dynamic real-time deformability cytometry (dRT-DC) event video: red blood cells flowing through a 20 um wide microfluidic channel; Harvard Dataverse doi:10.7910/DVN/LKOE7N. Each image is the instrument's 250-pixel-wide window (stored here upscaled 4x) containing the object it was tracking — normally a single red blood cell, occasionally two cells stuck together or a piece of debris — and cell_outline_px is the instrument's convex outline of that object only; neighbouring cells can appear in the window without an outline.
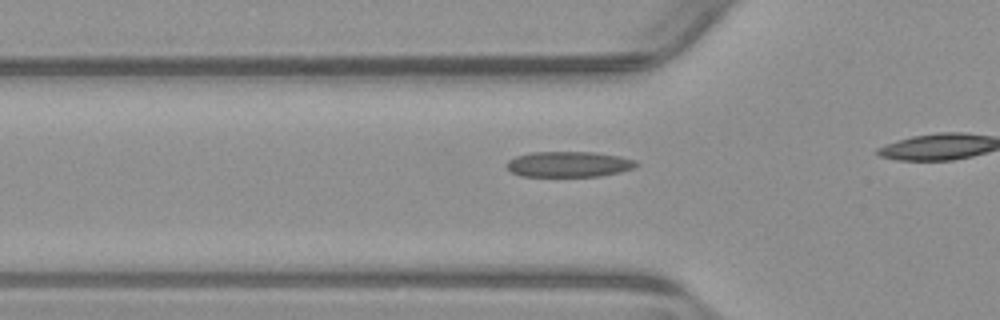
{"species": "common noctule bat (a hibernating species)", "species_latin": "Nyctalus noctula", "temperature_condition": "warm", "stored_images_in_passage": 17, "camera_frame_rate_fps": 3000, "um_per_image_px": 0.085, "animal": {"sex": "male", "body_mass_g": 23.1, "forearm_length_mm": 52.7}, "frame": {"image": 1, "passage_image": 12, "time_ms": 3.667, "image_size_px": [1000, 320], "cell_outline_px": [[636, 164], [632, 168], [616, 172], [596, 176], [520, 176], [512, 172], [508, 168], [508, 160], [516, 156], [532, 152], [592, 152], [616, 156], [632, 160]], "centroid_in_image_um": [48.25, 13.96], "position_along_channel_um": 77.6, "area_um2": 18.73}}
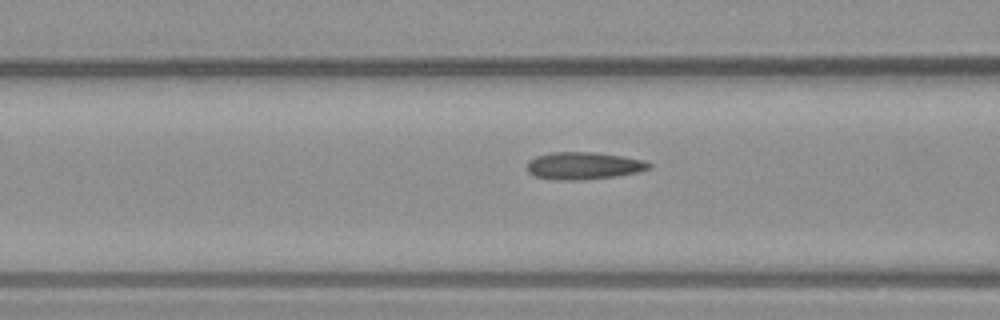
{"frame": {"image": 2, "passage_image": 15, "time_ms": 4.667, "image_size_px": [1000, 320], "cell_outline_px": [[652, 164], [648, 168], [636, 172], [616, 176], [580, 180], [556, 180], [536, 176], [528, 172], [528, 160], [536, 156], [552, 152], [596, 152], [644, 160]], "centroid_in_image_um": [49.58, 14.08], "position_along_channel_um": 117.0, "area_um2": 19.25}}